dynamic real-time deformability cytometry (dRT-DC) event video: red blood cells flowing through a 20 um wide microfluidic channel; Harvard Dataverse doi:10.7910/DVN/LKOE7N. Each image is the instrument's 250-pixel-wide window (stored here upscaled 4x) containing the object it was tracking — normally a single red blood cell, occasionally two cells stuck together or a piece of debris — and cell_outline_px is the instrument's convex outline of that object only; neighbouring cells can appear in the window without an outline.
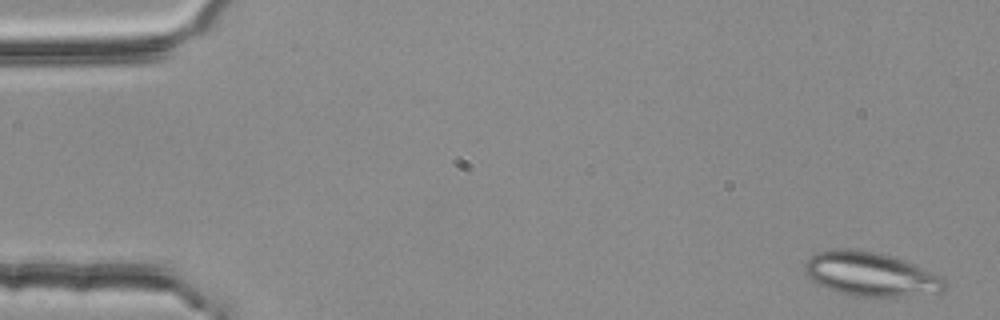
{"species": "common noctule bat (a hibernating species)", "species_latin": "Nyctalus noctula", "temperature_condition": "room temperature", "stored_images_in_passage": 52, "camera_frame_rate_fps": 3000, "um_per_image_px": 0.085, "animal": {"sex": "female", "body_mass_g": 25.1}, "frame": {"image": 1, "passage_image": 2, "time_ms": 0.333, "image_size_px": [1000, 320], "cell_outline_px": [[948, 284], [944, 292], [900, 296], [856, 296], [840, 292], [828, 288], [812, 280], [804, 272], [804, 260], [816, 252], [836, 248], [852, 248], [880, 252], [892, 256], [940, 276]], "centroid_in_image_um": [73.97, 23.28], "position_along_channel_um": 11.0, "area_um2": 35.78}}
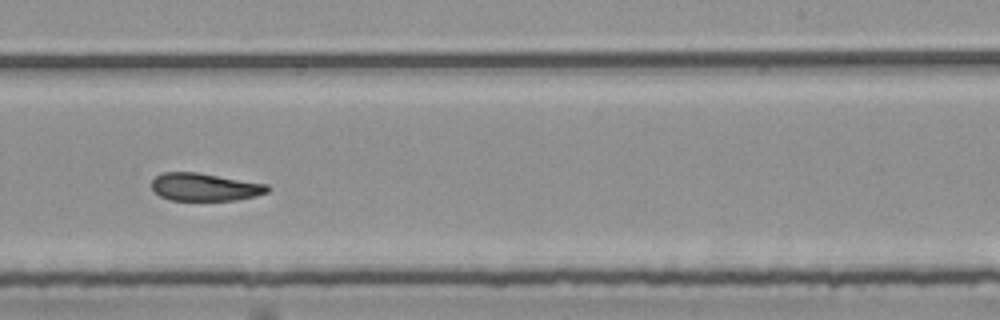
{"frame": {"image": 2, "passage_image": 34, "time_ms": 11.0, "image_size_px": [1000, 320], "cell_outline_px": [[272, 188], [268, 192], [256, 196], [236, 200], [168, 200], [160, 196], [152, 188], [152, 180], [156, 176], [164, 172], [196, 172], [268, 184]], "centroid_in_image_um": [17.44, 15.9], "position_along_channel_um": 271.6, "area_um2": 18.79}}
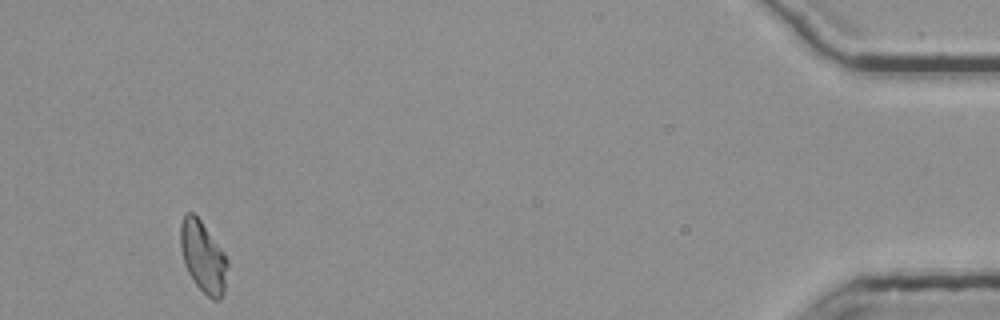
{"frame": {"image": 3, "passage_image": 52, "time_ms": 17.0, "image_size_px": [1000, 320], "cell_outline_px": [[228, 264], [224, 292], [220, 300], [212, 300], [192, 280], [184, 264], [180, 248], [180, 224], [184, 212], [192, 212], [200, 220], [224, 252], [228, 260]], "centroid_in_image_um": [17.25, 21.83], "position_along_channel_um": 418.0, "area_um2": 19.59}, "authors_computed_cell_mechanics": {"area_um2": 20.4612, "velocity_mm_per_s": 3.7272, "shape_relaxation_time_tau1_ms": null, "shape_relaxation_time_tau2_ms": 10.931, "deformation_change_tau1": null, "deformation_change_tau2": 0.2124}}